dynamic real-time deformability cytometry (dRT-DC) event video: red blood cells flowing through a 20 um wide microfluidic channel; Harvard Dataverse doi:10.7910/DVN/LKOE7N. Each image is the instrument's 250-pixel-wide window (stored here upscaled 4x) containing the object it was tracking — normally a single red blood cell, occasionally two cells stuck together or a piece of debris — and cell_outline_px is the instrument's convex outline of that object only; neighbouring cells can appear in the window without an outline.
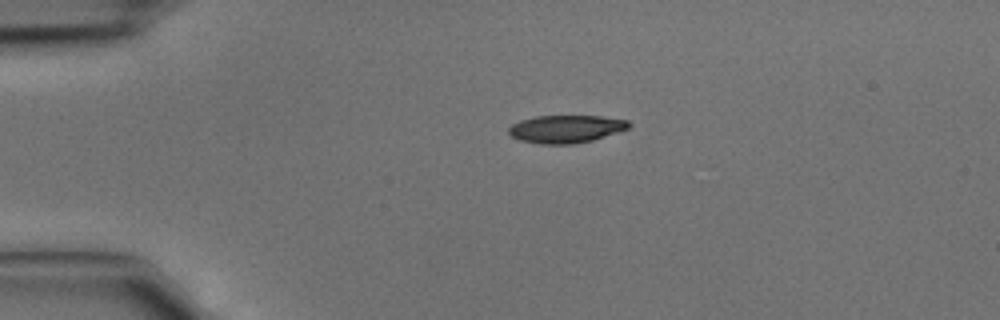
{"species": "common noctule bat (a hibernating species)", "species_latin": "Nyctalus noctula", "temperature_condition": "cold", "stored_images_in_passage": 2, "camera_frame_rate_fps": 3000, "um_per_image_px": 0.085, "animal": {"sex": "male", "body_mass_g": 15.6}, "frame": {"image": 1, "passage_image": 1, "time_ms": 0.0, "image_size_px": [1000, 320], "cell_outline_px": [[632, 124], [628, 128], [592, 140], [572, 144], [540, 144], [520, 140], [512, 136], [508, 132], [508, 128], [512, 124], [520, 120], [536, 116], [600, 116], [628, 120]], "centroid_in_image_um": [48.08, 10.95], "position_along_channel_um": 36.9, "area_um2": 19.31}}